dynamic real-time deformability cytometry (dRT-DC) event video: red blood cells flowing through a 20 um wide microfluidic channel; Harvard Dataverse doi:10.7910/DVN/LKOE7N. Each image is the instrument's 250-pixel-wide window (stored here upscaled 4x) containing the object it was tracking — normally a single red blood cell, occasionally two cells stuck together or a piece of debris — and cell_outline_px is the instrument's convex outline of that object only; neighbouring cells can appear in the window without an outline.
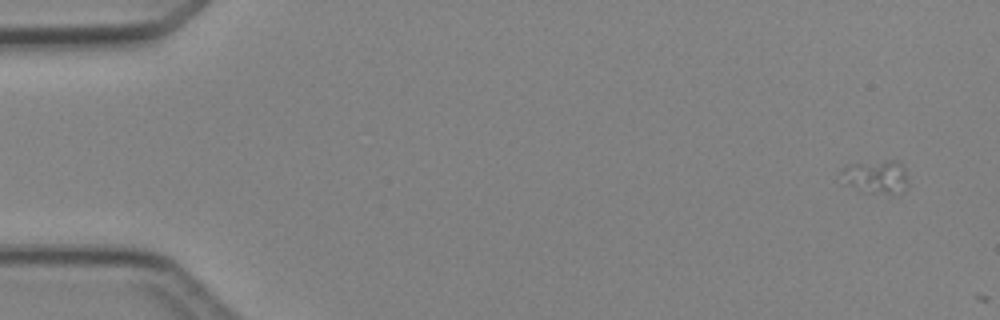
{"species": "Egyptian fruit bat (a non-hibernating species)", "species_latin": "Rousettus aegyptiacus", "temperature_condition": "cold", "stored_images_in_passage": 2, "camera_frame_rate_fps": 3000, "um_per_image_px": 0.085, "animal": {"sex": "female"}, "frame": {"image": 1, "passage_image": 1, "time_ms": 0.0, "image_size_px": [1000, 320], "cell_outline_px": [[908, 188], [888, 192], [864, 192], [844, 184], [840, 172], [840, 168], [848, 164], [884, 160], [896, 160], [904, 168], [908, 176]], "centroid_in_image_um": [74.41, 14.98], "position_along_channel_um": 10.6, "area_um2": 13.01}}